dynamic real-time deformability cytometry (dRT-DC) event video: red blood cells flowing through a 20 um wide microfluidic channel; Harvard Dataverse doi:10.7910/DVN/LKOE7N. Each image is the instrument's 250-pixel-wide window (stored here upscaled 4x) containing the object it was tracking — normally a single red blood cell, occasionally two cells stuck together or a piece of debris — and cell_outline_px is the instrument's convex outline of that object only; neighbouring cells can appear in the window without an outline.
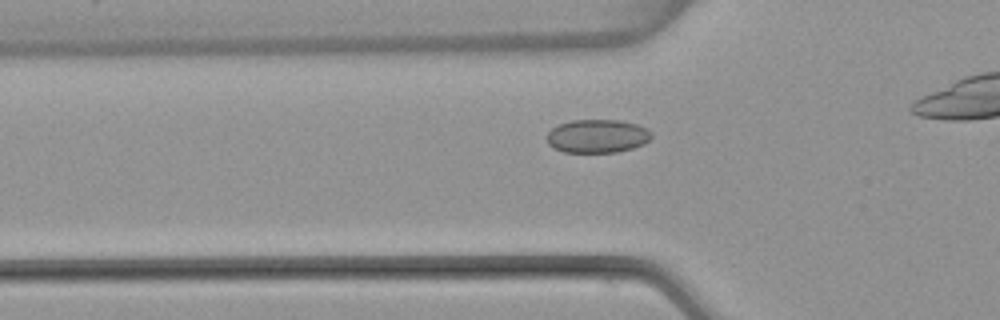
{"species": "common noctule bat (a hibernating species)", "species_latin": "Nyctalus noctula", "temperature_condition": "warm", "stored_images_in_passage": 38, "camera_frame_rate_fps": 3000, "um_per_image_px": 0.085, "animal": {"sex": "female", "body_mass_g": 22.7, "forearm_length_mm": 54.2}, "frame": {"image": 1, "passage_image": 12, "time_ms": 3.667, "image_size_px": [1000, 320], "cell_outline_px": [[652, 136], [644, 144], [632, 148], [616, 152], [564, 152], [552, 148], [548, 144], [548, 132], [552, 128], [560, 124], [572, 120], [620, 120], [636, 124], [648, 128], [652, 132]], "centroid_in_image_um": [50.79, 11.57], "position_along_channel_um": 75.0, "area_um2": 20.4}}
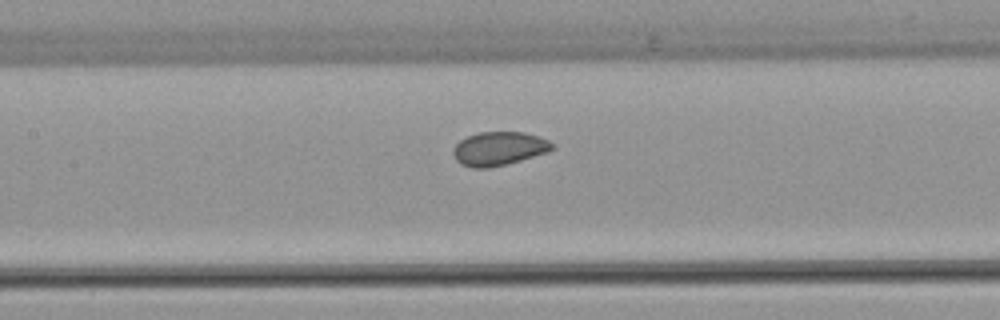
{"frame": {"image": 2, "passage_image": 19, "time_ms": 6.0, "image_size_px": [1000, 320], "cell_outline_px": [[556, 148], [548, 152], [520, 160], [488, 168], [472, 168], [460, 164], [456, 160], [452, 152], [452, 148], [460, 140], [468, 136], [480, 132], [524, 132], [548, 140], [556, 144]], "centroid_in_image_um": [42.41, 12.63], "position_along_channel_um": 165.0, "area_um2": 19.48}}
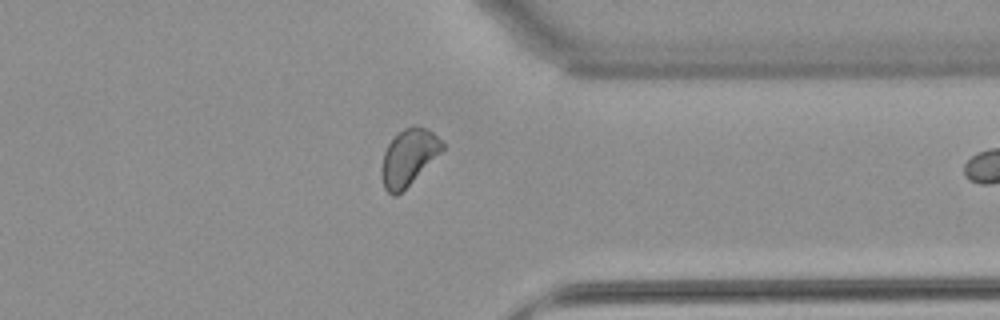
{"frame": {"image": 3, "passage_image": 36, "time_ms": 11.667, "image_size_px": [1000, 320], "cell_outline_px": [[444, 148], [396, 196], [392, 196], [384, 188], [380, 176], [380, 172], [384, 152], [388, 144], [404, 128], [416, 124], [428, 128], [444, 144]], "centroid_in_image_um": [34.69, 13.35], "position_along_channel_um": 376.7, "area_um2": 19.42}}